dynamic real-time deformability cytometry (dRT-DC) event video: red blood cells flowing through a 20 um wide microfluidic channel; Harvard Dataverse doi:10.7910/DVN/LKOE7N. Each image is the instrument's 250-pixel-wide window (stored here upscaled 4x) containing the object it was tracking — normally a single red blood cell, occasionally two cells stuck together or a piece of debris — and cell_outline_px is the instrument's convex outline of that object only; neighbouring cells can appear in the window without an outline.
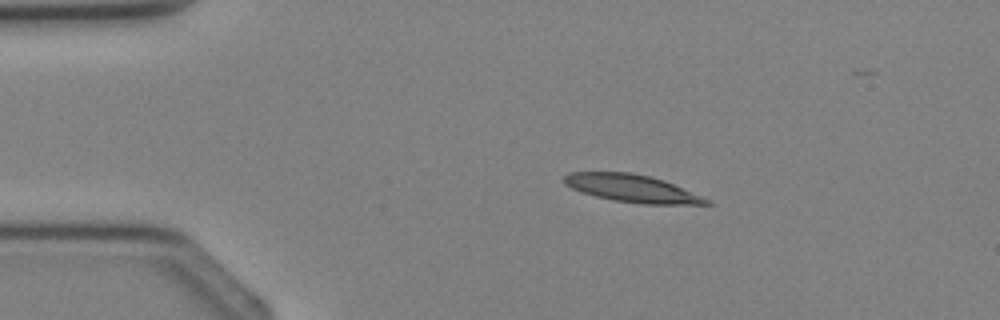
{"species": "Egyptian fruit bat (a non-hibernating species)", "species_latin": "Rousettus aegyptiacus", "temperature_condition": "cold", "stored_images_in_passage": 1, "camera_frame_rate_fps": 3000, "um_per_image_px": 0.085, "animal": {"sex": "female"}, "frame": {"image": 1, "passage_image": 1, "time_ms": 0.0, "image_size_px": [1000, 320], "cell_outline_px": [[712, 204], [644, 204], [612, 200], [596, 196], [572, 188], [564, 184], [564, 176], [572, 172], [632, 172], [652, 176], [664, 180], [712, 200]], "centroid_in_image_um": [53.76, 16.01], "position_along_channel_um": 31.2, "area_um2": 22.77}}